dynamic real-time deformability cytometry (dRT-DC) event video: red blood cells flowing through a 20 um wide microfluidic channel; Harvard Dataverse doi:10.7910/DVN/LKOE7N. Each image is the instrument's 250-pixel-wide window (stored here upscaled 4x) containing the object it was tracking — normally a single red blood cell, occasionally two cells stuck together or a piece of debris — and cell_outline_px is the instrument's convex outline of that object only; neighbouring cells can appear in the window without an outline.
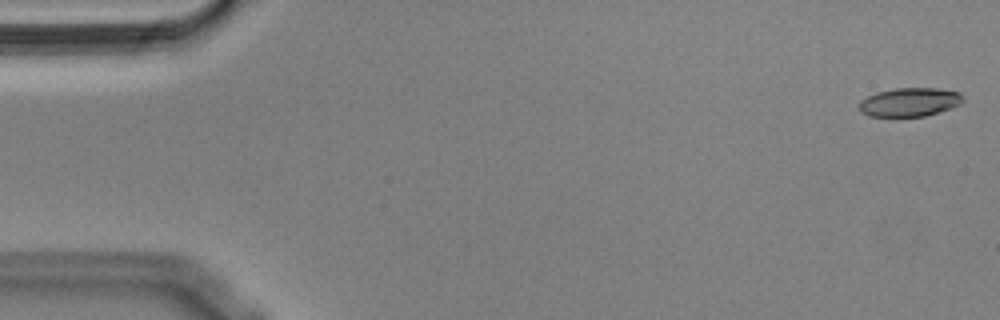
{"species": "Egyptian fruit bat (a non-hibernating species)", "species_latin": "Rousettus aegyptiacus", "temperature_condition": "cold", "stored_images_in_passage": 55, "segment_of_instrument_passage": [1, 2], "camera_frame_rate_fps": 3000, "um_per_image_px": 0.085, "animal": {"sex": "male"}, "frame": {"image": 1, "passage_image": 1, "time_ms": 0.0, "image_size_px": [1000, 320], "cell_outline_px": [[964, 100], [960, 104], [924, 116], [868, 116], [860, 112], [860, 100], [876, 92], [892, 88], [936, 88], [960, 92], [964, 96]], "centroid_in_image_um": [77.3, 8.66], "position_along_channel_um": 7.7, "area_um2": 17.28}}
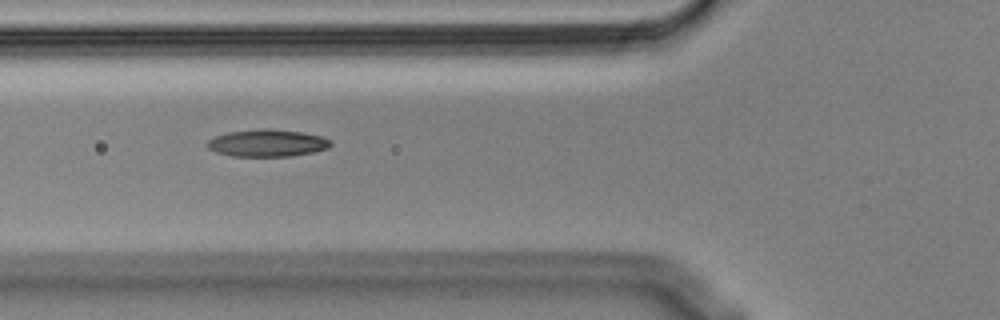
{"frame": {"image": 2, "passage_image": 20, "time_ms": 6.333, "image_size_px": [1000, 320], "cell_outline_px": [[332, 144], [328, 148], [312, 152], [292, 156], [232, 156], [216, 152], [208, 148], [204, 144], [208, 140], [216, 136], [228, 132], [264, 128], [268, 128], [304, 132], [320, 136], [332, 140]], "centroid_in_image_um": [22.72, 12.15], "position_along_channel_um": 103.1, "area_um2": 19.65}}
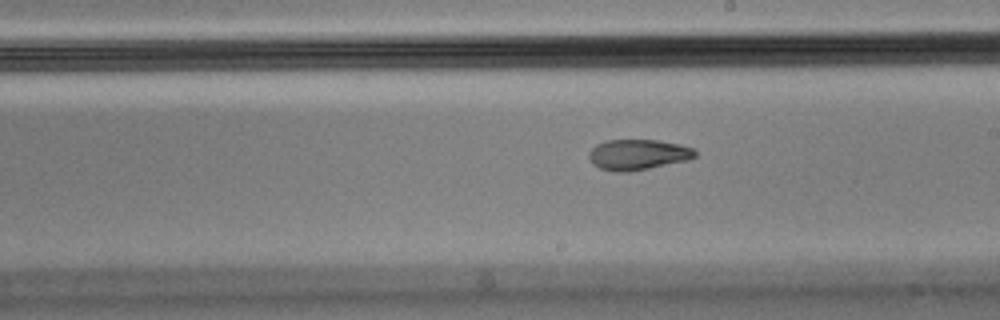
{"frame": {"image": 3, "passage_image": 31, "time_ms": 10.0, "image_size_px": [1000, 320], "cell_outline_px": [[696, 156], [688, 160], [628, 172], [616, 172], [600, 168], [592, 164], [588, 156], [588, 152], [596, 144], [608, 140], [656, 140], [680, 144], [696, 148]], "centroid_in_image_um": [54.22, 13.14], "position_along_channel_um": 234.8, "area_um2": 18.96}}